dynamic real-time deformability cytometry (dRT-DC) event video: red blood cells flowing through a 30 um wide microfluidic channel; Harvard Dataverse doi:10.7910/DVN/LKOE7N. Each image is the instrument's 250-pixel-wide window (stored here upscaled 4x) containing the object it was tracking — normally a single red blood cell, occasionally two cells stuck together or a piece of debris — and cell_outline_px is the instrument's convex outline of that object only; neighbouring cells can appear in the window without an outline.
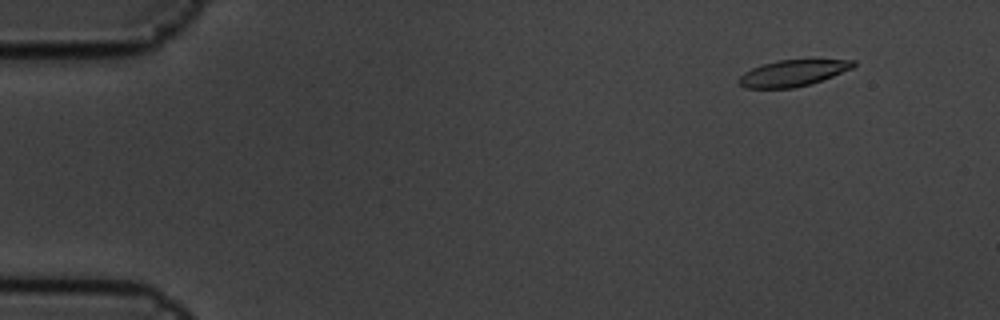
{"species": "common noctule bat (a hibernating species)", "species_latin": "Nyctalus noctula", "temperature_condition": "cold", "stored_images_in_passage": 8, "camera_frame_rate_fps": 3000, "um_per_image_px": 0.085, "animal": {"sex": "male", "body_mass_g": 19.5, "forearm_length_mm": 54.6}, "frame": {"image": 1, "passage_image": 2, "time_ms": 0.333, "image_size_px": [1000, 320], "cell_outline_px": [[856, 64], [852, 68], [812, 84], [796, 88], [744, 88], [736, 80], [744, 72], [752, 68], [764, 64], [780, 60], [856, 60]], "centroid_in_image_um": [67.37, 6.23], "position_along_channel_um": 17.6, "area_um2": 17.46}}
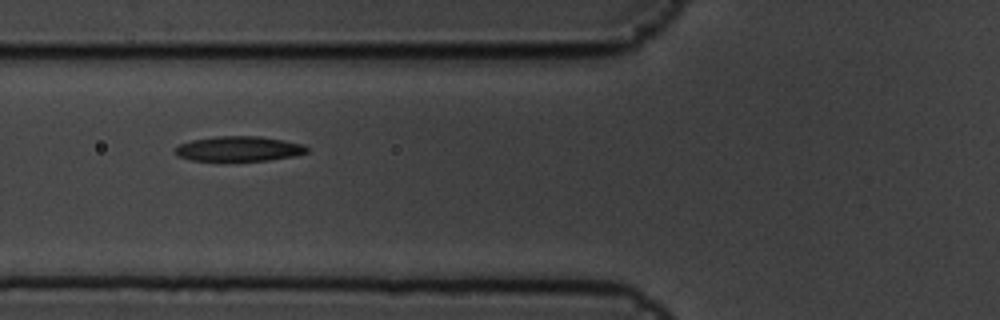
{"frame": {"image": 2, "passage_image": 7, "time_ms": 2.0, "image_size_px": [1000, 320], "cell_outline_px": [[308, 152], [296, 156], [268, 160], [192, 160], [180, 156], [176, 152], [176, 148], [180, 144], [192, 140], [216, 136], [260, 136], [284, 140], [304, 144], [308, 148]], "centroid_in_image_um": [20.38, 12.63], "position_along_channel_um": 105.4, "area_um2": 18.96}}
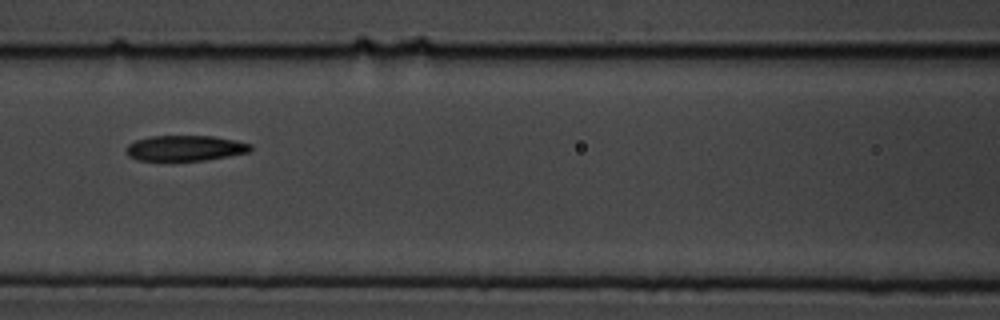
{"frame": {"image": 3, "passage_image": 8, "time_ms": 2.333, "image_size_px": [1000, 320], "cell_outline_px": [[252, 152], [204, 160], [136, 160], [128, 156], [128, 144], [136, 140], [152, 136], [216, 136], [236, 140], [252, 144]], "centroid_in_image_um": [15.8, 12.58], "position_along_channel_um": 150.8, "area_um2": 18.44}}